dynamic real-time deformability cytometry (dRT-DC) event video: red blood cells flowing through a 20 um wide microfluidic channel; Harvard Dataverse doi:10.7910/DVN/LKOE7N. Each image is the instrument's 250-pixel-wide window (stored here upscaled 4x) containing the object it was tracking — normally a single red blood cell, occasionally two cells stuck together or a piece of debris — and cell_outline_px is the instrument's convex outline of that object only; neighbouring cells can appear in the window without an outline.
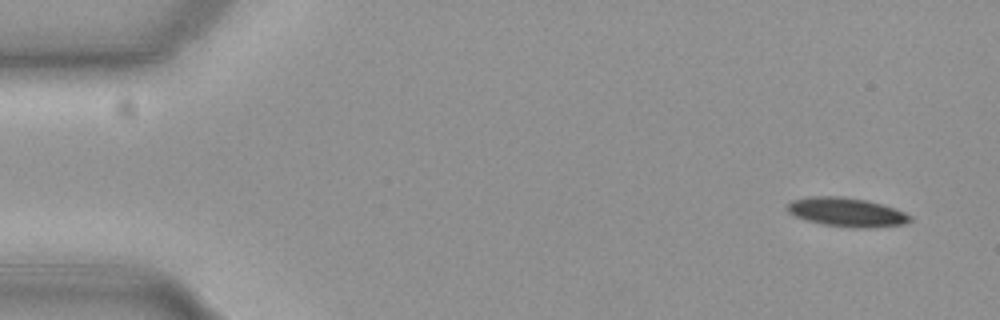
{"species": "common noctule bat (a hibernating species)", "species_latin": "Nyctalus noctula", "temperature_condition": "cold", "stored_images_in_passage": 15, "camera_frame_rate_fps": 3000, "um_per_image_px": 0.085, "animal": {"sex": "female", "body_mass_g": 19.3, "forearm_length_mm": 54.1}, "frame": {"image": 1, "passage_image": 1, "time_ms": 0.0, "image_size_px": [1000, 320], "cell_outline_px": [[912, 220], [900, 224], [824, 224], [808, 220], [796, 216], [788, 212], [788, 204], [792, 200], [808, 196], [840, 196], [868, 200], [896, 208], [912, 216]], "centroid_in_image_um": [71.9, 17.94], "position_along_channel_um": 13.1, "area_um2": 19.31}}
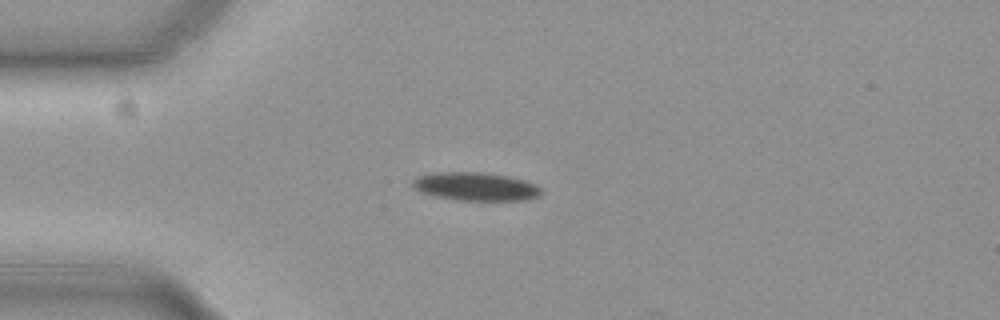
{"frame": {"image": 2, "passage_image": 12, "time_ms": 3.667, "image_size_px": [1000, 320], "cell_outline_px": [[544, 192], [540, 196], [528, 200], [460, 200], [436, 196], [420, 192], [412, 184], [412, 180], [416, 176], [432, 172], [480, 172], [508, 176], [524, 180], [536, 184]], "centroid_in_image_um": [40.45, 15.85], "position_along_channel_um": 44.5, "area_um2": 21.33}}